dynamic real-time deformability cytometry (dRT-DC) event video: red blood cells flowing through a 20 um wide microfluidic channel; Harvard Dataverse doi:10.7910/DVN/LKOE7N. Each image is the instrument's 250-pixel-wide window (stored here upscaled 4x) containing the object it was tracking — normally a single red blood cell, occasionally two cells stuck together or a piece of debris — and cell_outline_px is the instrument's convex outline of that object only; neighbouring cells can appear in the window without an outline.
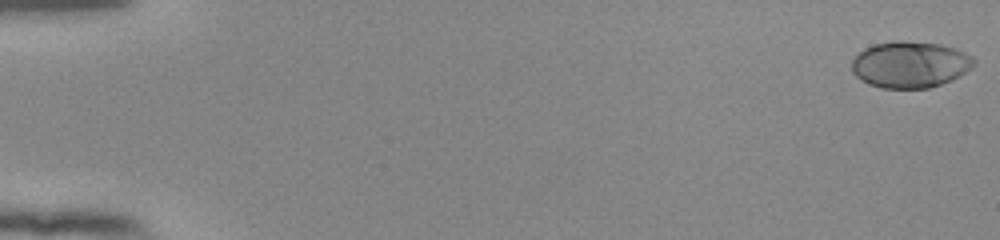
{"species": "human", "species_latin": "Homo sapiens", "temperature_condition": "room temperature", "stored_images_in_passage": 55, "camera_frame_rate_fps": 3000, "um_per_image_px": 0.085, "donor": {"sex": "female"}, "frame": {"image": 1, "passage_image": 1, "time_ms": 0.0, "image_size_px": [1000, 240], "cell_outline_px": [[976, 64], [960, 76], [952, 80], [928, 88], [880, 88], [868, 84], [860, 80], [852, 72], [852, 60], [864, 48], [872, 44], [896, 40], [904, 40], [940, 44], [956, 48], [972, 56], [976, 60]], "centroid_in_image_um": [77.36, 5.48], "position_along_channel_um": 7.6, "area_um2": 33.41}}
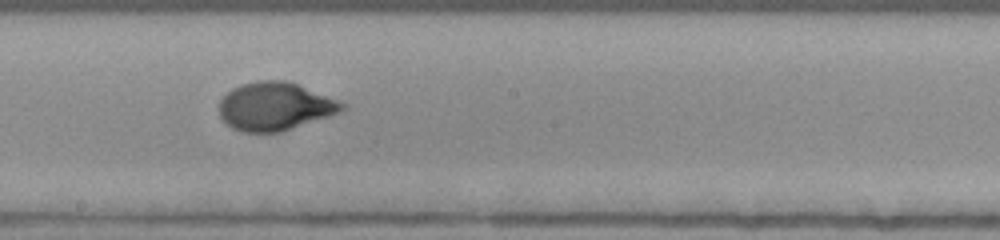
{"frame": {"image": 2, "passage_image": 32, "time_ms": 10.333, "image_size_px": [1000, 240], "cell_outline_px": [[348, 108], [340, 112], [280, 132], [240, 132], [232, 128], [220, 116], [220, 100], [232, 88], [240, 84], [256, 80], [284, 80], [296, 84], [348, 104]], "centroid_in_image_um": [23.37, 9.04], "position_along_channel_um": 224.8, "area_um2": 34.28}}
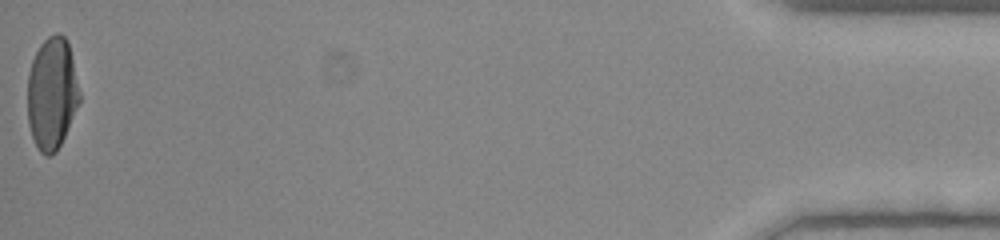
{"frame": {"image": 3, "passage_image": 55, "time_ms": 18.0, "image_size_px": [1000, 240], "cell_outline_px": [[80, 100], [64, 136], [56, 152], [48, 156], [40, 152], [32, 136], [28, 124], [28, 72], [32, 60], [40, 44], [48, 36], [56, 32], [60, 32], [68, 40], [80, 92]], "centroid_in_image_um": [4.41, 7.9], "position_along_channel_um": 430.8, "area_um2": 33.93}, "authors_computed_cell_mechanics": {"area_um2": 33.4084, "velocity_mm_per_s": 3.8567, "shape_relaxation_time_tau1_ms": 4.326, "shape_relaxation_time_tau2_ms": null, "deformation_change_tau1": 0.2166, "deformation_change_tau2": null}}